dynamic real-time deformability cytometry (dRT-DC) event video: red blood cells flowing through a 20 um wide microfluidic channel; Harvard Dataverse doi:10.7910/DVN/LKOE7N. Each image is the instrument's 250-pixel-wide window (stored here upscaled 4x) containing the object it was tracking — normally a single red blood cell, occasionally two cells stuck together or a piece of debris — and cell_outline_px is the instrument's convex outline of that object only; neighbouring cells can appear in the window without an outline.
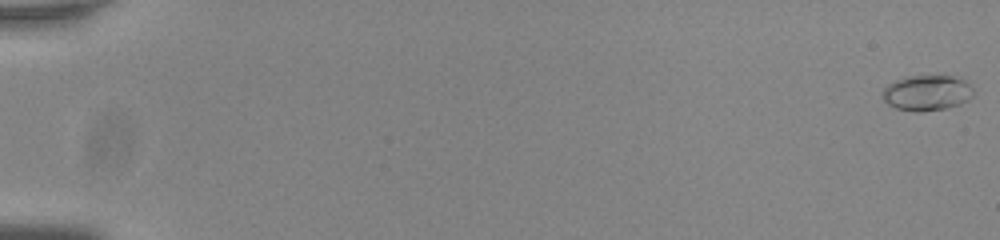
{"species": "common noctule bat (a hibernating species)", "species_latin": "Nyctalus noctula", "temperature_condition": "room temperature", "stored_images_in_passage": 57, "camera_frame_rate_fps": 3000, "um_per_image_px": 0.085, "animal": {"sex": "male", "body_mass_g": 20.0, "forearm_length_mm": 53.3}, "frame": {"image": 1, "passage_image": 1, "time_ms": 0.0, "image_size_px": [1000, 240], "cell_outline_px": [[972, 96], [968, 100], [960, 104], [948, 108], [924, 112], [916, 112], [896, 108], [888, 104], [884, 100], [880, 92], [888, 84], [904, 76], [960, 76], [972, 88]], "centroid_in_image_um": [78.77, 7.9], "position_along_channel_um": 6.2, "area_um2": 19.02}}
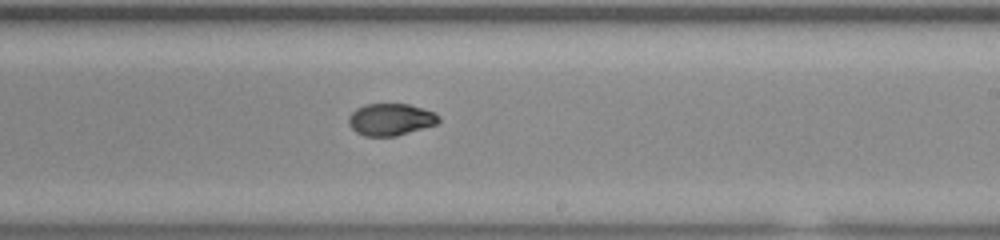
{"frame": {"image": 2, "passage_image": 36, "time_ms": 11.667, "image_size_px": [1000, 240], "cell_outline_px": [[440, 120], [436, 124], [396, 136], [364, 136], [356, 132], [348, 124], [348, 116], [356, 108], [364, 104], [408, 104], [436, 112], [440, 116]], "centroid_in_image_um": [33.19, 10.15], "position_along_channel_um": 255.8, "area_um2": 16.88}}
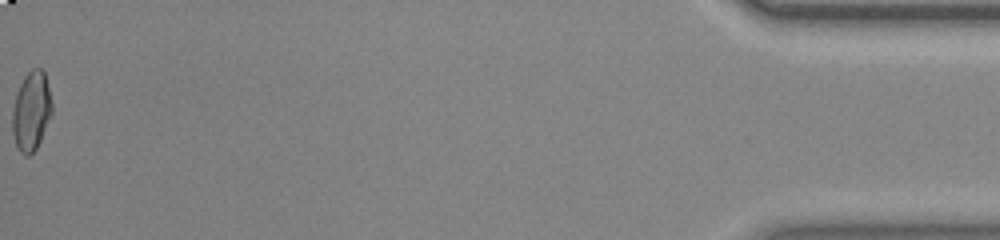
{"frame": {"image": 3, "passage_image": 57, "time_ms": 18.667, "image_size_px": [1000, 240], "cell_outline_px": [[52, 112], [40, 140], [36, 148], [28, 156], [20, 152], [16, 148], [12, 132], [12, 112], [16, 96], [20, 84], [24, 76], [32, 68], [40, 68], [44, 72], [52, 104]], "centroid_in_image_um": [2.64, 9.45], "position_along_channel_um": 432.6, "area_um2": 18.03}, "authors_computed_cell_mechanics": {"area_um2": 17.5134, "velocity_mm_per_s": 3.7939, "shape_relaxation_time_tau1_ms": null, "shape_relaxation_time_tau2_ms": 2.5883, "deformation_change_tau1": null, "deformation_change_tau2": 0.0361}}